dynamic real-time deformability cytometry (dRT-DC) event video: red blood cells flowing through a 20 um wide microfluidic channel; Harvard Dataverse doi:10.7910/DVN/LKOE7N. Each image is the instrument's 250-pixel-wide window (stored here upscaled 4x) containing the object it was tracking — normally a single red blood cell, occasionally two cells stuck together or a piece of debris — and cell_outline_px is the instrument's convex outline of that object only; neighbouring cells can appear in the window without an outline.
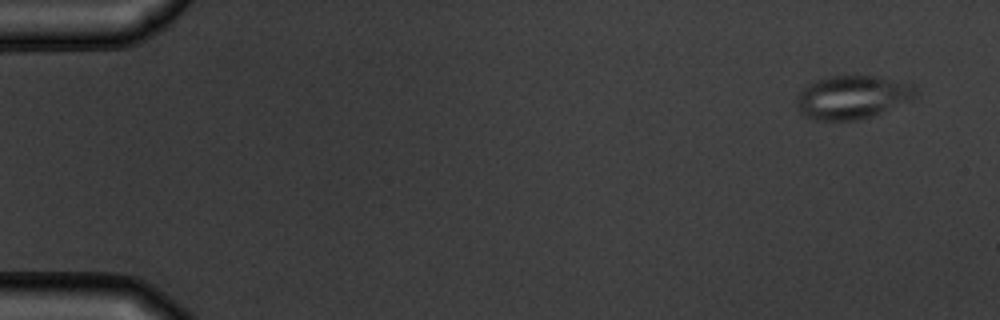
{"species": "common noctule bat (a hibernating species)", "species_latin": "Nyctalus noctula", "temperature_condition": "warm", "stored_images_in_passage": 6, "camera_frame_rate_fps": 3000, "um_per_image_px": 0.085, "animal": {"sex": "male", "body_mass_g": 19.5, "forearm_length_mm": 54.6}, "frame": {"image": 1, "passage_image": 1, "time_ms": 0.0, "image_size_px": [1000, 320], "cell_outline_px": [[916, 96], [912, 100], [872, 116], [856, 120], [816, 120], [804, 116], [800, 112], [796, 100], [800, 92], [812, 80], [828, 76], [876, 76], [916, 84]], "centroid_in_image_um": [72.46, 8.25], "position_along_channel_um": 12.5, "area_um2": 30.23}}